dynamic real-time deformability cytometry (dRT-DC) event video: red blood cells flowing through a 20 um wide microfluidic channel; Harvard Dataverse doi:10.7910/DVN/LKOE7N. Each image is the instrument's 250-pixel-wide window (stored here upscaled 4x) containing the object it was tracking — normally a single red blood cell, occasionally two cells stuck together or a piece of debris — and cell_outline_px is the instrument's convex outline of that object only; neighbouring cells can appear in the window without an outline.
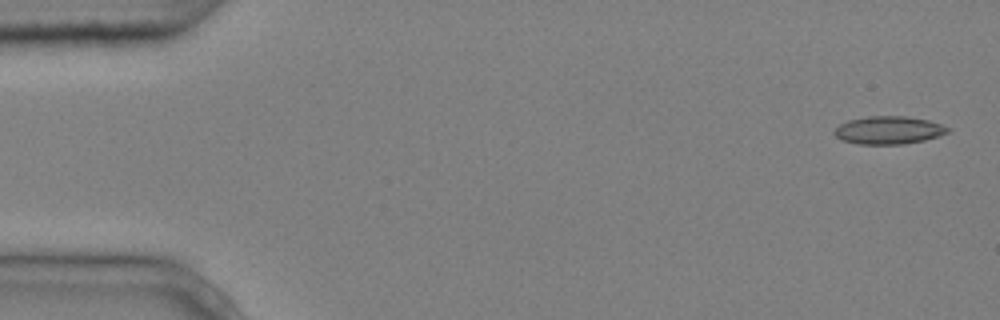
{"species": "common noctule bat (a hibernating species)", "species_latin": "Nyctalus noctula", "temperature_condition": "cold", "stored_images_in_passage": 5, "camera_frame_rate_fps": 3000, "um_per_image_px": 0.085, "animal": {"sex": "male", "body_mass_g": 20.4}, "frame": {"image": 1, "passage_image": 1, "time_ms": 0.0, "image_size_px": [1000, 320], "cell_outline_px": [[952, 128], [948, 132], [940, 136], [924, 140], [904, 144], [856, 144], [840, 140], [832, 132], [840, 124], [848, 120], [868, 116], [904, 116], [928, 120]], "centroid_in_image_um": [75.52, 11.07], "position_along_channel_um": 9.5, "area_um2": 18.55}}
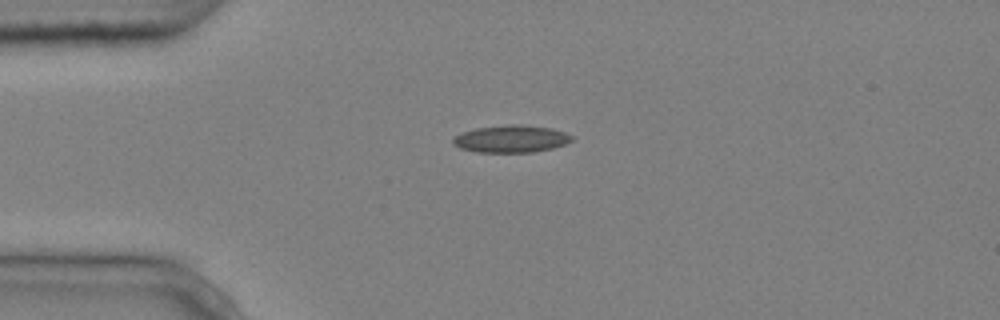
{"frame": {"image": 2, "passage_image": 4, "time_ms": 1.0, "image_size_px": [1000, 320], "cell_outline_px": [[572, 140], [564, 144], [552, 148], [532, 152], [476, 152], [460, 148], [452, 144], [452, 140], [456, 136], [464, 132], [476, 128], [512, 124], [516, 124], [552, 128], [564, 132], [572, 136]], "centroid_in_image_um": [43.43, 11.8], "position_along_channel_um": 41.6, "area_um2": 18.67}}